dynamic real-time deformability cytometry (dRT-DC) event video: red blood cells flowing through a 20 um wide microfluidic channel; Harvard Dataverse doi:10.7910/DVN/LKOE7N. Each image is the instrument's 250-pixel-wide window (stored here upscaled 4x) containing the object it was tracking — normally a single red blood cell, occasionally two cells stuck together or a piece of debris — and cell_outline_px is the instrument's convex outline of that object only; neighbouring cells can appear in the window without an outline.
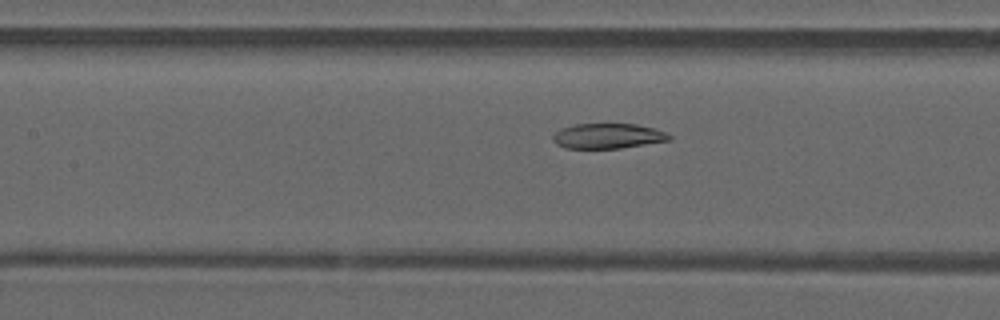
{"species": "common noctule bat (a hibernating species)", "species_latin": "Nyctalus noctula", "temperature_condition": "warm", "stored_images_in_passage": 28, "camera_frame_rate_fps": 3000, "um_per_image_px": 0.085, "animal": {"sex": "male", "forearm_length_mm": 52.5}, "frame": {"image": 1, "passage_image": 23, "time_ms": 7.333, "image_size_px": [1000, 320], "cell_outline_px": [[672, 140], [620, 148], [564, 148], [556, 144], [552, 140], [552, 136], [560, 128], [576, 124], [636, 124], [652, 128], [664, 132], [672, 136]], "centroid_in_image_um": [51.64, 11.56], "position_along_channel_um": 155.8, "area_um2": 16.99}}
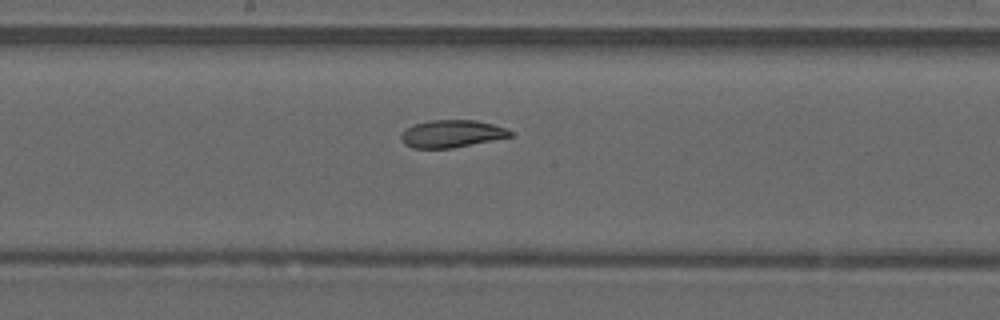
{"frame": {"image": 2, "passage_image": 27, "time_ms": 8.667, "image_size_px": [1000, 320], "cell_outline_px": [[512, 136], [452, 148], [412, 148], [404, 144], [400, 140], [400, 136], [412, 124], [432, 120], [476, 120], [492, 124], [504, 128], [512, 132]], "centroid_in_image_um": [38.35, 11.37], "position_along_channel_um": 209.8, "area_um2": 17.28}}